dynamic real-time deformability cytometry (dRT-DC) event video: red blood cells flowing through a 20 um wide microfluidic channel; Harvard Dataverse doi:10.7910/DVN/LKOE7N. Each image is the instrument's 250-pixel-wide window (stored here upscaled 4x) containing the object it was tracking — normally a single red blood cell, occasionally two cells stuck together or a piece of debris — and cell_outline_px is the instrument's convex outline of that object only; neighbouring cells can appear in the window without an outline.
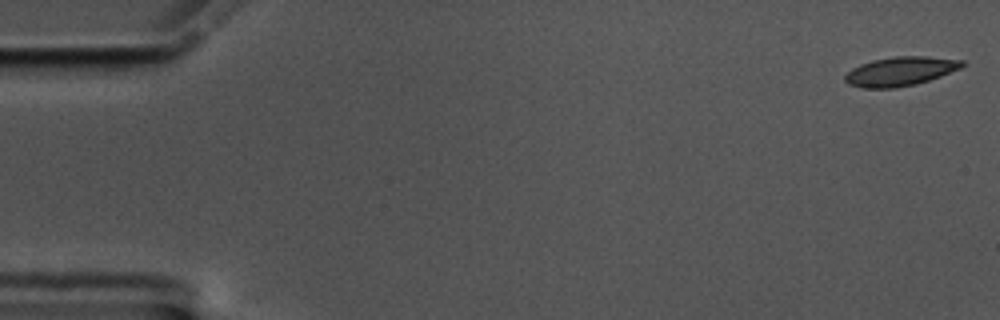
{"species": "common noctule bat (a hibernating species)", "species_latin": "Nyctalus noctula", "temperature_condition": "cold", "stored_images_in_passage": 57, "camera_frame_rate_fps": 3000, "um_per_image_px": 0.085, "animal": {"sex": "male", "body_mass_g": 17.5, "forearm_length_mm": 52.3}, "frame": {"image": 1, "passage_image": 1, "time_ms": 0.0, "image_size_px": [1000, 320], "cell_outline_px": [[968, 64], [960, 68], [940, 76], [916, 84], [896, 88], [864, 88], [848, 84], [844, 80], [844, 76], [852, 68], [860, 64], [872, 60], [892, 56], [928, 56], [964, 60]], "centroid_in_image_um": [76.54, 6.05], "position_along_channel_um": 8.5, "area_um2": 20.0}}
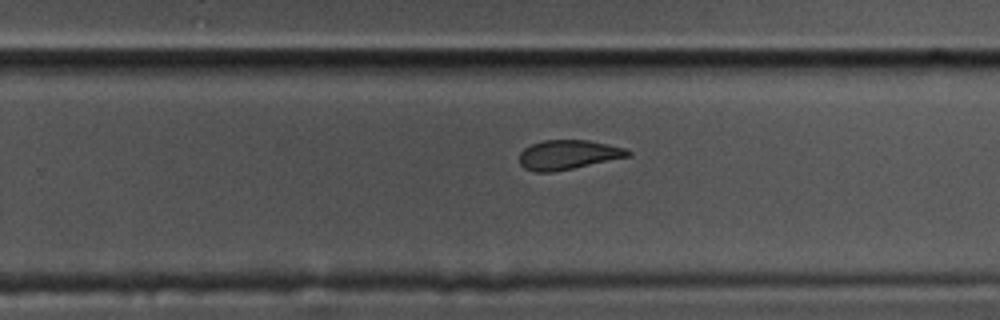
{"frame": {"image": 2, "passage_image": 36, "time_ms": 11.667, "image_size_px": [1000, 320], "cell_outline_px": [[632, 156], [552, 172], [536, 172], [524, 168], [520, 164], [520, 152], [524, 148], [532, 144], [544, 140], [588, 140], [608, 144], [624, 148], [632, 152]], "centroid_in_image_um": [48.3, 13.15], "position_along_channel_um": 281.5, "area_um2": 18.55}}
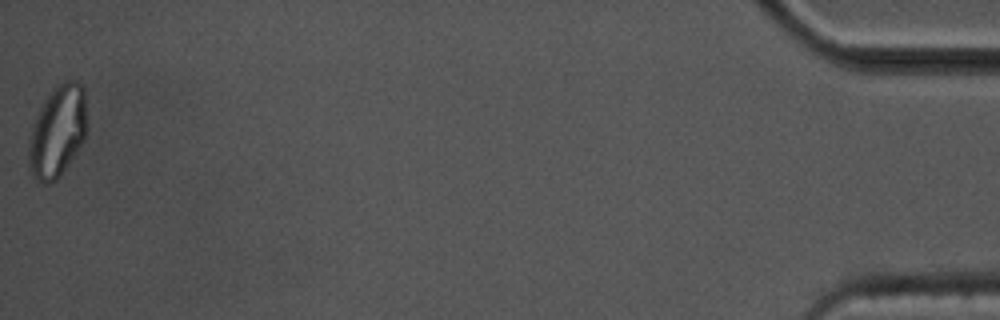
{"frame": {"image": 3, "passage_image": 57, "time_ms": 18.667, "image_size_px": [1000, 320], "cell_outline_px": [[84, 140], [60, 176], [56, 180], [48, 184], [44, 184], [36, 180], [32, 176], [28, 168], [24, 104], [56, 84], [64, 80], [76, 80], [84, 84]], "centroid_in_image_um": [4.62, 11.0], "position_along_channel_um": 430.6, "area_um2": 34.8}, "authors_computed_cell_mechanics": {"area_um2": 19.8832, "velocity_mm_per_s": 3.5049, "shape_relaxation_time_tau1_ms": null, "shape_relaxation_time_tau2_ms": 2.4591, "deformation_change_tau1": null, "deformation_change_tau2": 0.0796}}